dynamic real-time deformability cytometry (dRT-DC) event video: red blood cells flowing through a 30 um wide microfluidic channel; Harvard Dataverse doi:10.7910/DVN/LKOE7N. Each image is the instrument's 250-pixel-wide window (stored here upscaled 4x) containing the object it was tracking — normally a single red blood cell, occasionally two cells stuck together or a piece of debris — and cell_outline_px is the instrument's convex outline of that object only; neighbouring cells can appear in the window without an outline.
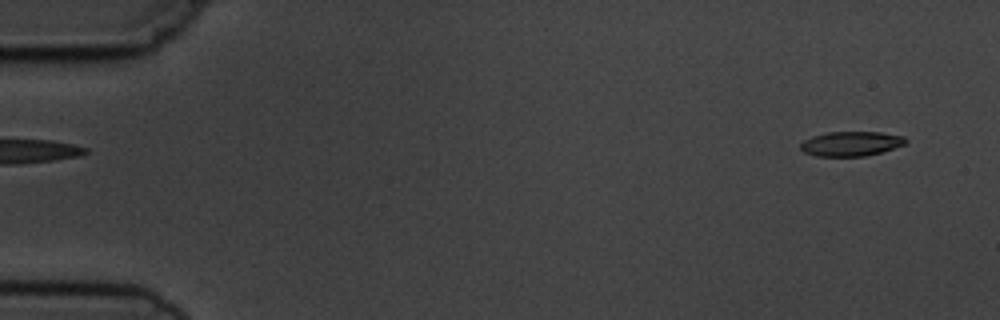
{"species": "common noctule bat (a hibernating species)", "species_latin": "Nyctalus noctula", "temperature_condition": "cold", "stored_images_in_passage": 6, "segment_of_instrument_passage": [2, 2], "camera_frame_rate_fps": 3000, "um_per_image_px": 0.085, "animal": {"sex": "male", "body_mass_g": 19.5, "forearm_length_mm": 54.6}, "frame": {"image": 1, "passage_image": 6, "time_ms": 6.0, "image_size_px": [1000, 320], "cell_outline_px": [[908, 140], [904, 144], [880, 152], [864, 156], [816, 156], [804, 152], [800, 148], [800, 144], [804, 140], [812, 136], [828, 132], [880, 132], [904, 136]], "centroid_in_image_um": [72.32, 12.21], "position_along_channel_um": 12.7, "area_um2": 14.97}}